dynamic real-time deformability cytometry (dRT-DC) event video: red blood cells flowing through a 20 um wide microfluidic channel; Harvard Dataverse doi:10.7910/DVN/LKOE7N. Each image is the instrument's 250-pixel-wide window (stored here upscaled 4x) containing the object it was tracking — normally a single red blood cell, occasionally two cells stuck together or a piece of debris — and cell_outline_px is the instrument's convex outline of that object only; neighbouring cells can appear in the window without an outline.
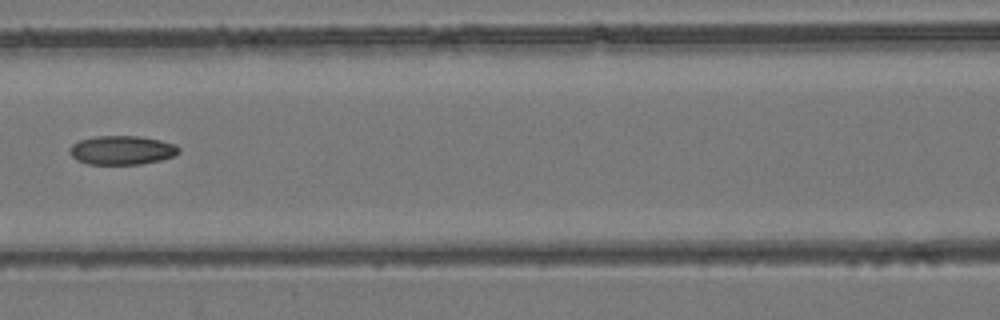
{"species": "common noctule bat (a hibernating species)", "species_latin": "Nyctalus noctula", "temperature_condition": "room temperature", "stored_images_in_passage": 8, "camera_frame_rate_fps": 3000, "um_per_image_px": 0.085, "animal": {"sex": "female", "body_mass_g": 24.6, "forearm_length_mm": 56.2}, "frame": {"image": 1, "passage_image": 8, "time_ms": 2.333, "image_size_px": [1000, 320], "cell_outline_px": [[180, 152], [172, 156], [160, 160], [140, 164], [88, 164], [76, 160], [68, 152], [68, 148], [72, 144], [80, 140], [96, 136], [140, 136], [160, 140], [176, 144], [180, 148]], "centroid_in_image_um": [10.34, 12.76], "position_along_channel_um": 156.3, "area_um2": 18.5}}